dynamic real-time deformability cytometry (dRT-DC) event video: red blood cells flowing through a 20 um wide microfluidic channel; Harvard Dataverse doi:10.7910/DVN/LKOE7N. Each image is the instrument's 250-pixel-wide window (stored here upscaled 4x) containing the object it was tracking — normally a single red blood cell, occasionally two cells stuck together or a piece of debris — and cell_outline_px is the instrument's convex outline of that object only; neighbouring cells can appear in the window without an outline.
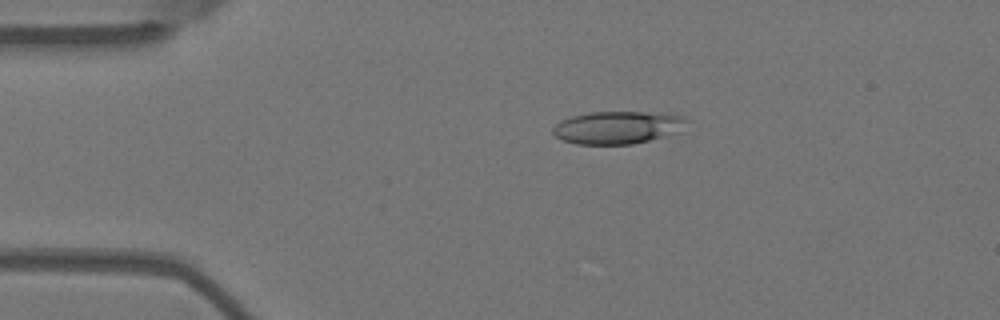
{"species": "Egyptian fruit bat (a non-hibernating species)", "species_latin": "Rousettus aegyptiacus", "temperature_condition": "warm", "stored_images_in_passage": 3, "camera_frame_rate_fps": 3000, "um_per_image_px": 0.085, "animal": {"sex": "female"}, "frame": {"image": 1, "passage_image": 1, "time_ms": 0.0, "image_size_px": [1000, 320], "cell_outline_px": [[688, 120], [680, 132], [632, 144], [576, 144], [564, 140], [556, 136], [552, 132], [552, 128], [560, 120], [572, 116], [592, 112], [644, 112], [680, 116]], "centroid_in_image_um": [52.46, 10.84], "position_along_channel_um": 32.5, "area_um2": 25.14}}